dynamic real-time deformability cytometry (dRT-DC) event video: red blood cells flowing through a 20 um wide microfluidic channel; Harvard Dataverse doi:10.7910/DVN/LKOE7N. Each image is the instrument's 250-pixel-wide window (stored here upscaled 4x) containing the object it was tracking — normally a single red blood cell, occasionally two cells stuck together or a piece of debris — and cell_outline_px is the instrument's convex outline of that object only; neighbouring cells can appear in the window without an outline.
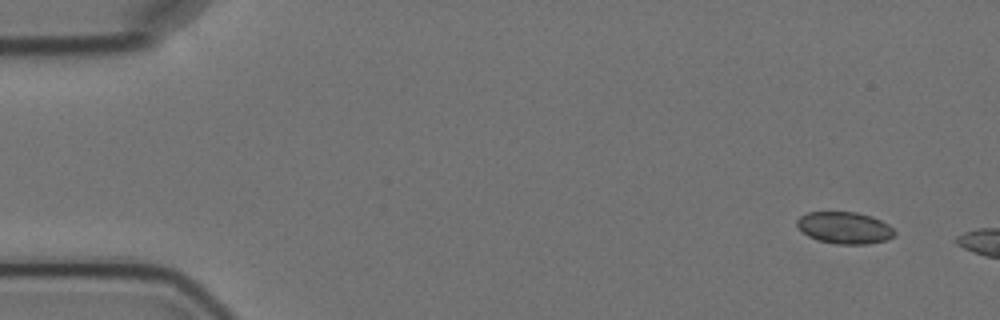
{"species": "Egyptian fruit bat (a non-hibernating species)", "species_latin": "Rousettus aegyptiacus", "temperature_condition": "cold", "stored_images_in_passage": 3, "camera_frame_rate_fps": 3000, "um_per_image_px": 0.085, "animal": {"sex": "female"}, "frame": {"image": 1, "passage_image": 1, "time_ms": 0.0, "image_size_px": [1000, 320], "cell_outline_px": [[896, 236], [888, 240], [868, 244], [836, 244], [820, 240], [808, 236], [796, 224], [796, 220], [800, 216], [808, 212], [856, 212], [872, 216], [888, 224], [896, 232]], "centroid_in_image_um": [71.83, 19.36], "position_along_channel_um": 13.2, "area_um2": 18.15}}